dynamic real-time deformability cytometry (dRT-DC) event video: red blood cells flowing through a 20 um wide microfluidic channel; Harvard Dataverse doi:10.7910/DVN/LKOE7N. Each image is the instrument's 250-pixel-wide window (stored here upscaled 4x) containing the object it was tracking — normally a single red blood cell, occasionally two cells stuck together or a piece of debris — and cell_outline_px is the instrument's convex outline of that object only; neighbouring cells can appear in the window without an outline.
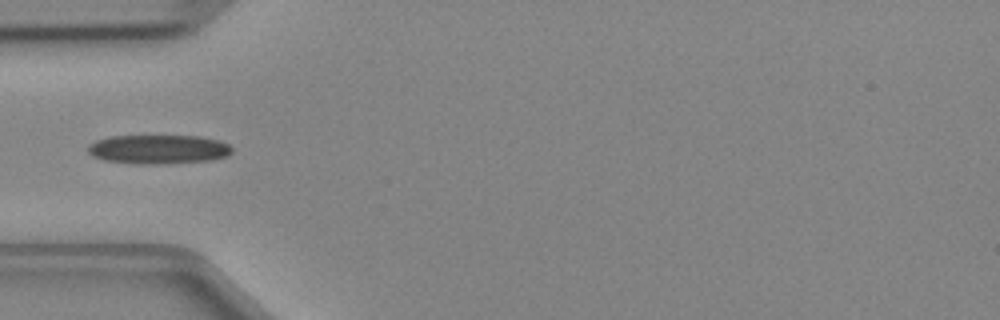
{"species": "Egyptian fruit bat (a non-hibernating species)", "species_latin": "Rousettus aegyptiacus", "temperature_condition": "cold", "stored_images_in_passage": 33, "camera_frame_rate_fps": 3000, "um_per_image_px": 0.085, "animal": {"sex": "female"}, "frame": {"image": 1, "passage_image": 1, "time_ms": 0.0, "image_size_px": [1000, 320], "cell_outline_px": [[232, 152], [228, 156], [212, 160], [160, 164], [136, 164], [104, 160], [92, 156], [88, 152], [88, 144], [96, 140], [112, 136], [200, 136], [220, 140], [228, 144], [232, 148]], "centroid_in_image_um": [13.48, 12.69], "position_along_channel_um": 71.5, "area_um2": 24.62}}
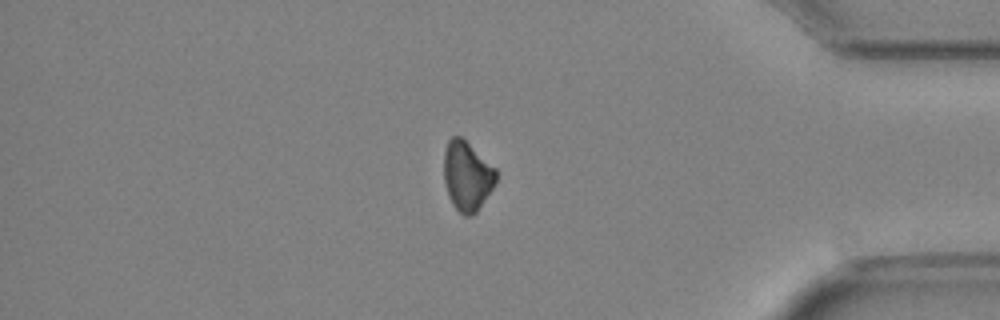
{"frame": {"image": 2, "passage_image": 26, "time_ms": 8.333, "image_size_px": [1000, 320], "cell_outline_px": [[496, 180], [492, 188], [476, 212], [472, 216], [464, 216], [452, 204], [448, 196], [444, 184], [444, 152], [448, 140], [452, 136], [460, 136], [496, 168]], "centroid_in_image_um": [39.68, 14.96], "position_along_channel_um": 395.5, "area_um2": 20.98}}
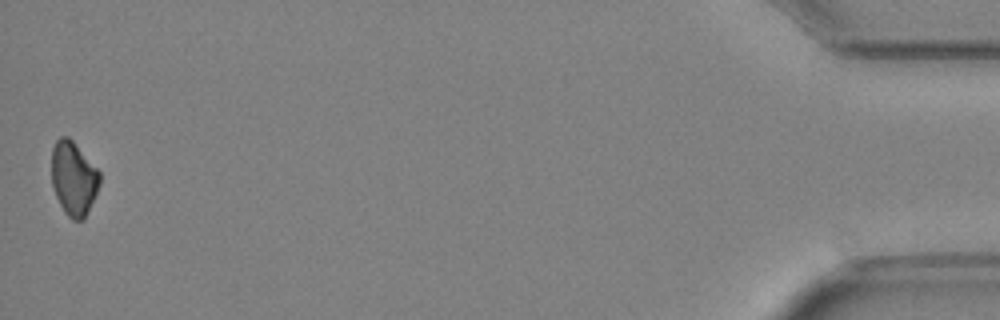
{"frame": {"image": 3, "passage_image": 33, "time_ms": 10.667, "image_size_px": [1000, 320], "cell_outline_px": [[100, 184], [84, 220], [72, 220], [64, 212], [52, 188], [52, 148], [56, 140], [60, 136], [68, 136], [72, 140], [100, 172]], "centroid_in_image_um": [6.24, 15.17], "position_along_channel_um": 429.0, "area_um2": 20.69}}